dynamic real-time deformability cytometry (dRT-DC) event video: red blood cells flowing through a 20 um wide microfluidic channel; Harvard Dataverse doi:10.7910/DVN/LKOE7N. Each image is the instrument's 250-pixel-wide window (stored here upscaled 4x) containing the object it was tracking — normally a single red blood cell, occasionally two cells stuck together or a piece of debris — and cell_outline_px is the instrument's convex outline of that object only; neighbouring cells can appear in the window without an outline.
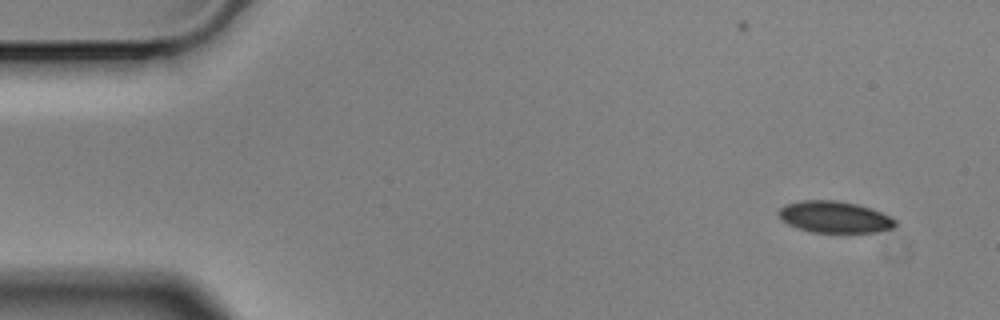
{"species": "Egyptian fruit bat (a non-hibernating species)", "species_latin": "Rousettus aegyptiacus", "temperature_condition": "cold", "stored_images_in_passage": 7, "camera_frame_rate_fps": 3000, "um_per_image_px": 0.085, "animal": {"sex": "male"}, "frame": {"image": 1, "passage_image": 1, "time_ms": 0.0, "image_size_px": [1000, 320], "cell_outline_px": [[896, 224], [892, 228], [876, 232], [812, 232], [788, 224], [780, 216], [780, 208], [784, 204], [800, 200], [836, 200], [856, 204], [872, 208], [896, 220]], "centroid_in_image_um": [70.95, 18.43], "position_along_channel_um": 14.1, "area_um2": 21.21}}
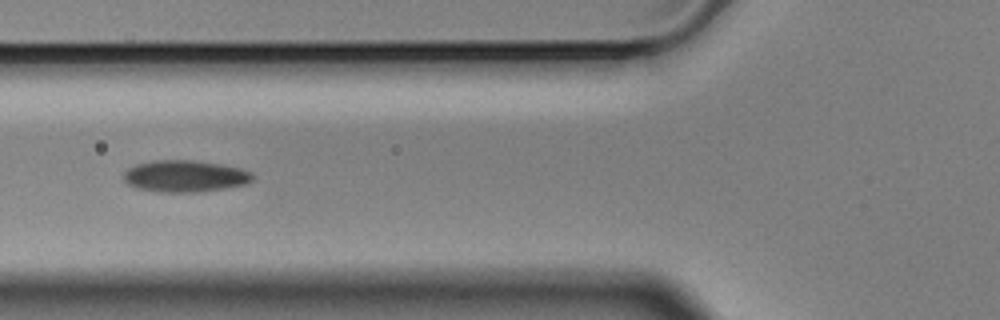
{"frame": {"image": 2, "passage_image": 6, "time_ms": 1.667, "image_size_px": [1000, 320], "cell_outline_px": [[256, 176], [248, 184], [200, 192], [160, 192], [136, 188], [128, 184], [120, 176], [128, 168], [136, 164], [156, 160], [192, 160], [220, 164], [240, 168], [252, 172]], "centroid_in_image_um": [15.72, 14.97], "position_along_channel_um": 110.1, "area_um2": 24.1}}
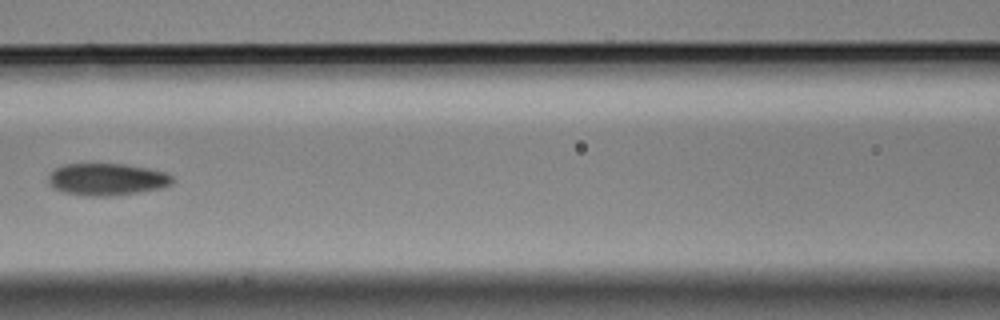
{"frame": {"image": 3, "passage_image": 7, "time_ms": 2.0, "image_size_px": [1000, 320], "cell_outline_px": [[172, 184], [164, 188], [108, 196], [88, 196], [64, 192], [56, 188], [48, 180], [48, 176], [56, 168], [64, 164], [128, 164], [168, 172], [172, 176]], "centroid_in_image_um": [9.15, 15.23], "position_along_channel_um": 157.5, "area_um2": 23.06}}